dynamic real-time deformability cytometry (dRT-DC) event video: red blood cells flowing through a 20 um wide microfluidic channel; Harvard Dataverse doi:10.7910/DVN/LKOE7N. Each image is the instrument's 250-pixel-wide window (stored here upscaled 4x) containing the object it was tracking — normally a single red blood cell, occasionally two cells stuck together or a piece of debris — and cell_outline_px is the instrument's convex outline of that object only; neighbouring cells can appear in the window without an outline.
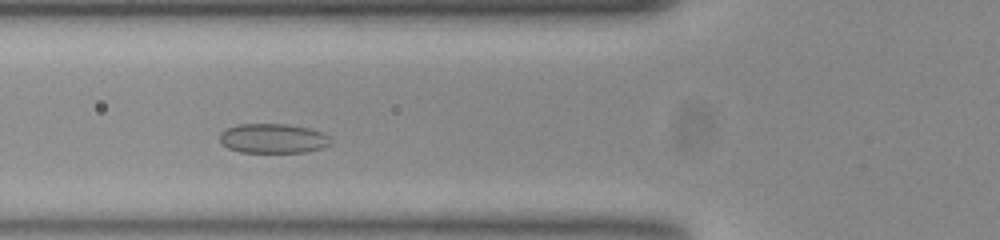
{"species": "common noctule bat (a hibernating species)", "species_latin": "Nyctalus noctula", "temperature_condition": "room temperature", "stored_images_in_passage": 47, "camera_frame_rate_fps": 3000, "um_per_image_px": 0.085, "animal": {"sex": "female", "body_mass_g": 23.0, "forearm_length_mm": 53.4}, "frame": {"image": 1, "passage_image": 11, "time_ms": 3.333, "image_size_px": [1000, 240], "cell_outline_px": [[332, 144], [320, 148], [304, 152], [240, 152], [228, 148], [220, 144], [220, 132], [228, 128], [240, 124], [288, 124], [308, 128], [324, 132], [332, 140]], "centroid_in_image_um": [23.21, 11.77], "position_along_channel_um": 102.6, "area_um2": 19.19}}
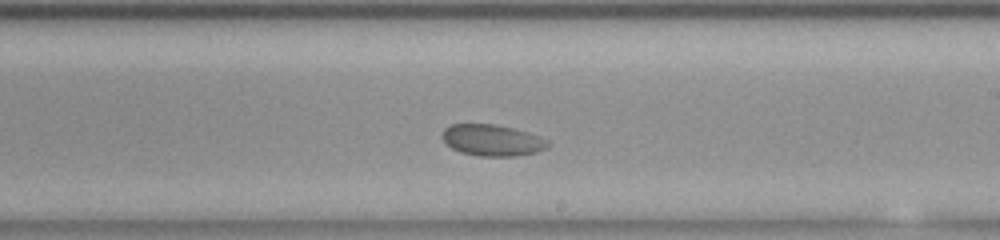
{"frame": {"image": 2, "passage_image": 23, "time_ms": 7.333, "image_size_px": [1000, 240], "cell_outline_px": [[548, 148], [536, 152], [516, 156], [476, 156], [460, 152], [452, 148], [440, 136], [444, 128], [452, 124], [492, 124], [512, 128], [548, 140]], "centroid_in_image_um": [41.79, 11.93], "position_along_channel_um": 247.2, "area_um2": 19.13}}
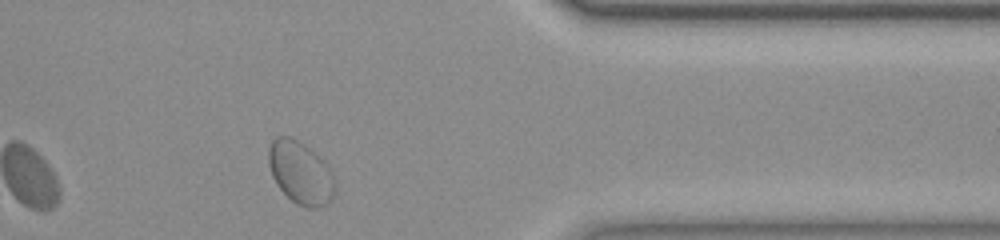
{"frame": {"image": 3, "passage_image": 36, "time_ms": 11.667, "image_size_px": [1000, 240], "cell_outline_px": [[332, 200], [328, 204], [320, 208], [308, 208], [296, 204], [276, 184], [272, 176], [268, 164], [268, 148], [272, 140], [276, 136], [288, 136], [296, 140], [308, 148], [328, 168], [332, 176]], "centroid_in_image_um": [25.48, 14.7], "position_along_channel_um": 385.9, "area_um2": 23.58}, "authors_computed_cell_mechanics": {"area_um2": 19.941, "velocity_mm_per_s": 3.6251, "shape_relaxation_time_tau1_ms": 2.8265, "shape_relaxation_time_tau2_ms": null, "deformation_change_tau1": 0.0388, "deformation_change_tau2": null}}